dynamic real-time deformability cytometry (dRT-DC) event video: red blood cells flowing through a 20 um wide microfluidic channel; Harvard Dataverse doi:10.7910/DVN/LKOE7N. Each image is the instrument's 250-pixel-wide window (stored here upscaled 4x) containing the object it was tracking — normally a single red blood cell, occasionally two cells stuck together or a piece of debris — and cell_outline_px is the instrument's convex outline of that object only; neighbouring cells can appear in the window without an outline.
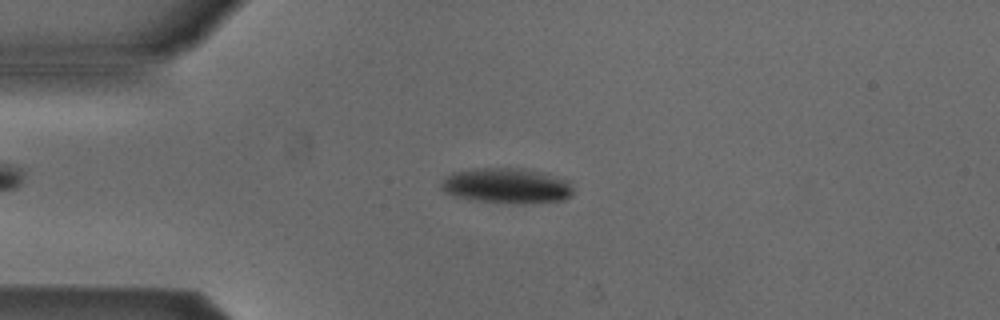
{"species": "Egyptian fruit bat (a non-hibernating species)", "species_latin": "Rousettus aegyptiacus", "temperature_condition": "cold", "stored_images_in_passage": 52, "camera_frame_rate_fps": 3000, "um_per_image_px": 0.085, "animal": {"sex": "male"}, "frame": {"image": 1, "passage_image": 12, "time_ms": 3.667, "image_size_px": [1000, 320], "cell_outline_px": [[572, 192], [564, 200], [524, 204], [516, 204], [476, 200], [456, 196], [444, 192], [440, 188], [440, 184], [444, 176], [452, 172], [472, 168], [524, 168], [540, 172], [568, 180], [572, 188]], "centroid_in_image_um": [43.02, 15.78], "position_along_channel_um": 42.0, "area_um2": 27.28}}
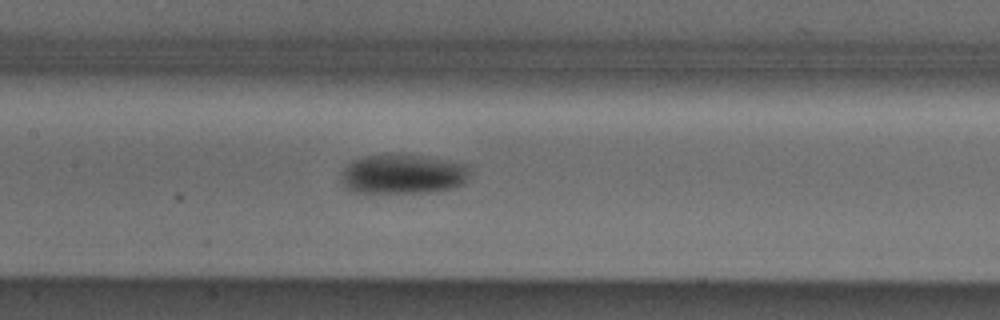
{"frame": {"image": 2, "passage_image": 24, "time_ms": 7.667, "image_size_px": [1000, 320], "cell_outline_px": [[464, 180], [460, 184], [452, 188], [432, 192], [352, 192], [344, 188], [340, 176], [344, 168], [352, 160], [364, 156], [396, 152], [400, 152], [464, 164]], "centroid_in_image_um": [34.09, 14.78], "position_along_channel_um": 173.3, "area_um2": 29.48}}
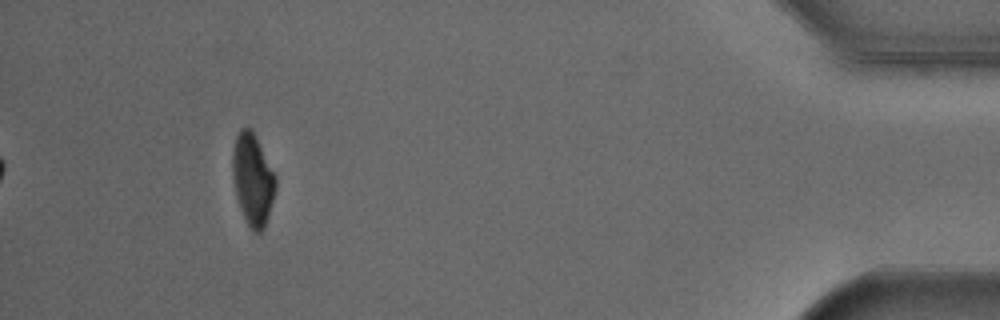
{"frame": {"image": 3, "passage_image": 48, "time_ms": 15.667, "image_size_px": [1000, 320], "cell_outline_px": [[276, 188], [268, 216], [264, 228], [260, 232], [252, 232], [244, 216], [236, 196], [232, 176], [232, 152], [236, 136], [240, 128], [252, 128], [276, 176]], "centroid_in_image_um": [21.47, 15.22], "position_along_channel_um": 413.7, "area_um2": 22.95}, "authors_computed_cell_mechanics": {"area_um2": 25.7788, "velocity_mm_per_s": 3.8621, "shape_relaxation_time_tau1_ms": 3.264, "shape_relaxation_time_tau2_ms": null, "deformation_change_tau1": 0.1139, "deformation_change_tau2": null}}